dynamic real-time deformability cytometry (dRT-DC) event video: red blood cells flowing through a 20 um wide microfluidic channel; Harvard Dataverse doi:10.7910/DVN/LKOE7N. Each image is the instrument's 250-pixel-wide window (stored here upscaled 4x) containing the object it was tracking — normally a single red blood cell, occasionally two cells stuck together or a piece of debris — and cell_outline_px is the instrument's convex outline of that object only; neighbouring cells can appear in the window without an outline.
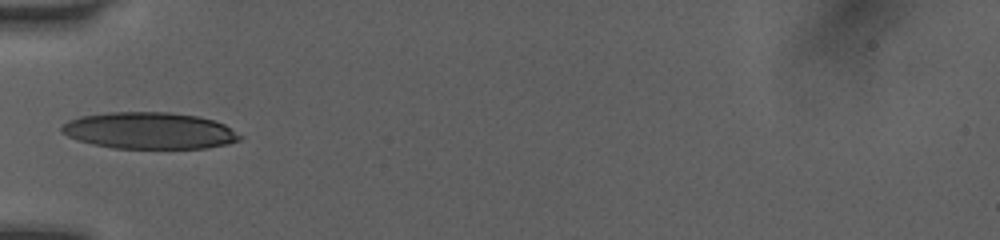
{"species": "human", "species_latin": "Homo sapiens", "temperature_condition": "room temperature", "stored_images_in_passage": 21, "camera_frame_rate_fps": 3000, "um_per_image_px": 0.085, "donor": {"sex": "female"}, "frame": {"image": 1, "passage_image": 1, "time_ms": 0.0, "image_size_px": [1000, 240], "cell_outline_px": [[244, 136], [240, 140], [228, 144], [208, 148], [112, 148], [92, 144], [76, 140], [60, 132], [60, 128], [68, 120], [80, 116], [108, 112], [168, 112], [196, 116], [212, 120], [224, 124]], "centroid_in_image_um": [12.69, 11.11], "position_along_channel_um": 72.3, "area_um2": 38.21}}
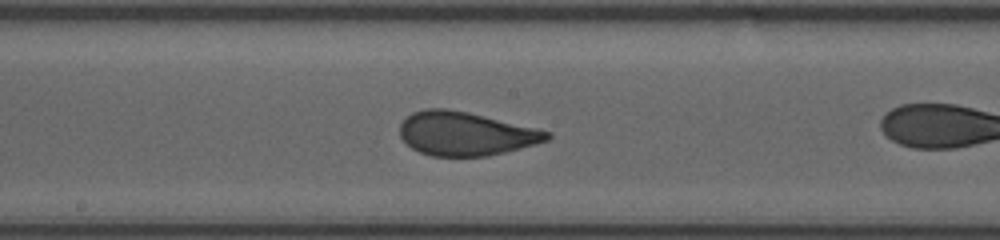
{"frame": {"image": 2, "passage_image": 8, "time_ms": 2.333, "image_size_px": [1000, 240], "cell_outline_px": [[552, 136], [548, 140], [536, 144], [488, 156], [432, 156], [420, 152], [412, 148], [400, 136], [400, 124], [412, 112], [424, 108], [448, 108], [468, 112], [536, 128], [552, 132]], "centroid_in_image_um": [39.57, 11.35], "position_along_channel_um": 208.6, "area_um2": 37.4}}
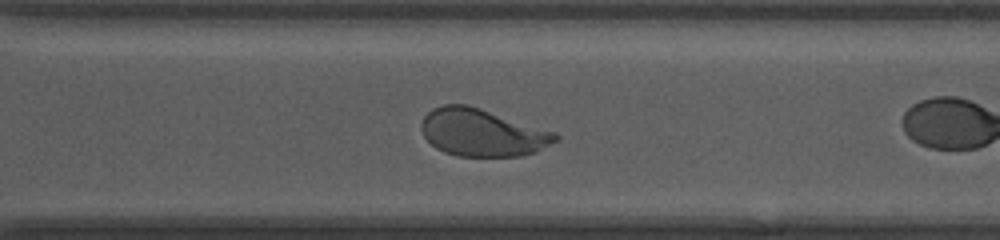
{"frame": {"image": 3, "passage_image": 17, "time_ms": 5.333, "image_size_px": [1000, 240], "cell_outline_px": [[560, 136], [556, 140], [532, 152], [520, 156], [456, 156], [444, 152], [436, 148], [424, 136], [420, 128], [420, 124], [424, 116], [432, 108], [444, 104], [468, 104], [556, 132]], "centroid_in_image_um": [40.94, 11.25], "position_along_channel_um": 329.7, "area_um2": 36.88}}